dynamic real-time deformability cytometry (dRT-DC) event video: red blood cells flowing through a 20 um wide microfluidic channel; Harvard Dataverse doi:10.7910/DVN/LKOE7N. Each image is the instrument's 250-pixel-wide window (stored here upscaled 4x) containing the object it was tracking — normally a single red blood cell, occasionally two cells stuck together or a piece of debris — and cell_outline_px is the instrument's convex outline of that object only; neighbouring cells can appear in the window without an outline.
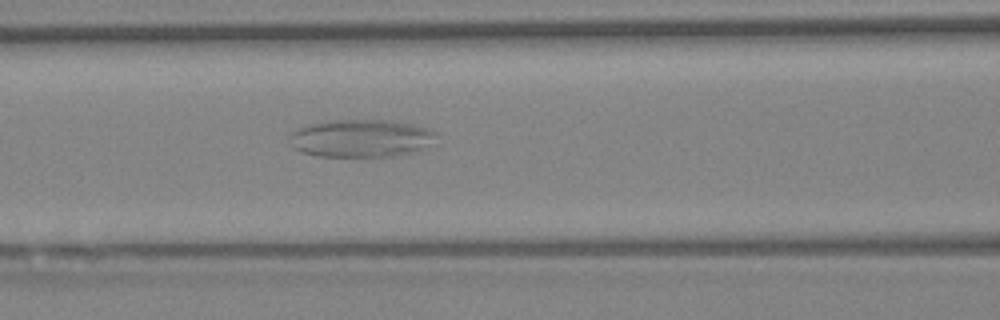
{"species": "Egyptian fruit bat (a non-hibernating species)", "species_latin": "Rousettus aegyptiacus", "temperature_condition": "warm", "stored_images_in_passage": 7, "camera_frame_rate_fps": 3000, "um_per_image_px": 0.085, "animal": {"sex": "female"}, "frame": {"image": 1, "passage_image": 7, "time_ms": 2.0, "image_size_px": [1000, 320], "cell_outline_px": [[436, 144], [416, 152], [388, 156], [316, 156], [300, 152], [292, 148], [288, 140], [288, 136], [292, 132], [308, 124], [332, 120], [388, 120], [412, 124], [428, 128], [436, 132]], "centroid_in_image_um": [30.7, 11.76], "position_along_channel_um": 135.9, "area_um2": 32.71}}